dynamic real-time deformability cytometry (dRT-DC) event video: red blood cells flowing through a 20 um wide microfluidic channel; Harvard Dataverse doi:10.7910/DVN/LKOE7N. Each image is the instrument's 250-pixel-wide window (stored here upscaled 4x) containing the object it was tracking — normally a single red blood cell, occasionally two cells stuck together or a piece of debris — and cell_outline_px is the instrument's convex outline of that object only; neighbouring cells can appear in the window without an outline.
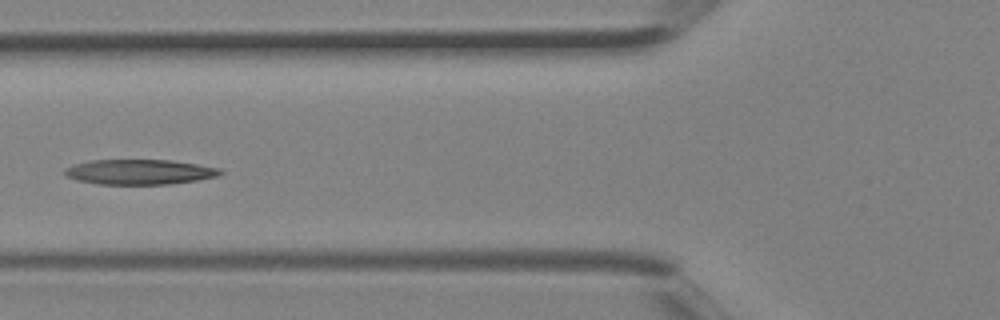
{"species": "Egyptian fruit bat (a non-hibernating species)", "species_latin": "Rousettus aegyptiacus", "temperature_condition": "room temperature", "stored_images_in_passage": 4, "camera_frame_rate_fps": 3000, "um_per_image_px": 0.085, "animal": {"sex": "female"}, "frame": {"image": 1, "passage_image": 4, "time_ms": 1.0, "image_size_px": [1000, 320], "cell_outline_px": [[224, 172], [220, 176], [196, 180], [168, 184], [96, 184], [76, 180], [68, 176], [64, 172], [64, 168], [76, 164], [92, 160], [172, 160], [220, 168]], "centroid_in_image_um": [11.88, 14.61], "position_along_channel_um": 113.9, "area_um2": 22.66}}